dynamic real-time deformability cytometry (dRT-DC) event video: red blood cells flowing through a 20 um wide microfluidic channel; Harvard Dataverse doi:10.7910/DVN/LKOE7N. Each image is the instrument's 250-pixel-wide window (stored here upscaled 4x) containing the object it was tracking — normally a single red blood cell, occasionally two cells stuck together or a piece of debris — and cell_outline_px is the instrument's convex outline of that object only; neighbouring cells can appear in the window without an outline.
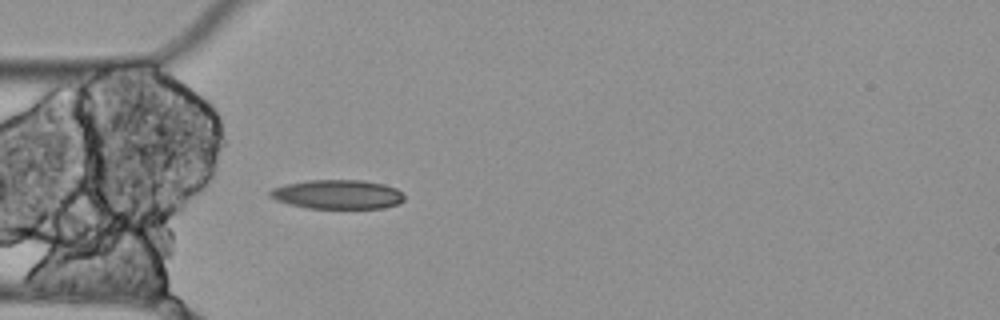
{"species": "Egyptian fruit bat (a non-hibernating species)", "species_latin": "Rousettus aegyptiacus", "temperature_condition": "cold", "stored_images_in_passage": 5, "camera_frame_rate_fps": 3000, "um_per_image_px": 0.085, "animal": {"sex": "female"}, "frame": {"image": 1, "passage_image": 5, "time_ms": 1.333, "image_size_px": [1000, 320], "cell_outline_px": [[404, 200], [400, 204], [384, 208], [308, 208], [288, 204], [276, 200], [268, 196], [268, 192], [272, 188], [284, 184], [308, 180], [364, 180], [384, 184], [396, 188], [404, 196]], "centroid_in_image_um": [28.68, 16.52], "position_along_channel_um": 56.3, "area_um2": 23.06}}